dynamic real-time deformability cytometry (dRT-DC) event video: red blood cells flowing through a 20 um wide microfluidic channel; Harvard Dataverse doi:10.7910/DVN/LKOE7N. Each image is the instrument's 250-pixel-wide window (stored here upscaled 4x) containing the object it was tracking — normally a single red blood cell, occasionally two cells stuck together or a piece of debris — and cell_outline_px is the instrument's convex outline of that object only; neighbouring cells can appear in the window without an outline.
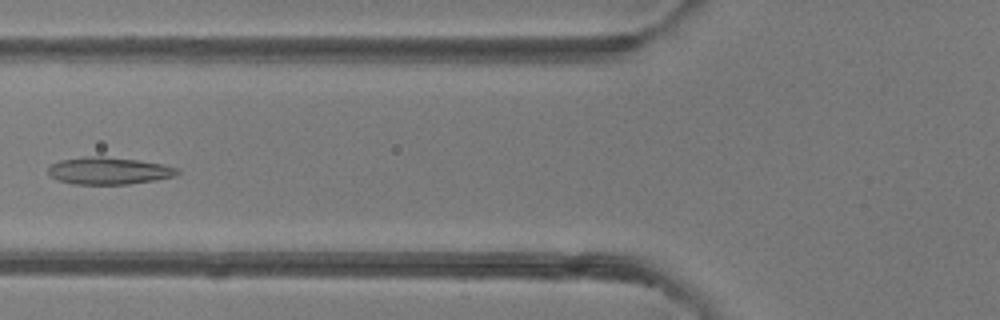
{"species": "common noctule bat (a hibernating species)", "species_latin": "Nyctalus noctula", "temperature_condition": "room temperature", "stored_images_in_passage": 6, "camera_frame_rate_fps": 3000, "um_per_image_px": 0.085, "animal": {"sex": "female"}, "frame": {"image": 1, "passage_image": 6, "time_ms": 5.667, "image_size_px": [1000, 320], "cell_outline_px": [[180, 172], [176, 176], [156, 180], [128, 184], [72, 184], [60, 180], [52, 176], [48, 172], [48, 168], [52, 164], [60, 160], [84, 156], [100, 156], [136, 160], [164, 164], [180, 168]], "centroid_in_image_um": [9.3, 14.51], "position_along_channel_um": 116.5, "area_um2": 20.46}}